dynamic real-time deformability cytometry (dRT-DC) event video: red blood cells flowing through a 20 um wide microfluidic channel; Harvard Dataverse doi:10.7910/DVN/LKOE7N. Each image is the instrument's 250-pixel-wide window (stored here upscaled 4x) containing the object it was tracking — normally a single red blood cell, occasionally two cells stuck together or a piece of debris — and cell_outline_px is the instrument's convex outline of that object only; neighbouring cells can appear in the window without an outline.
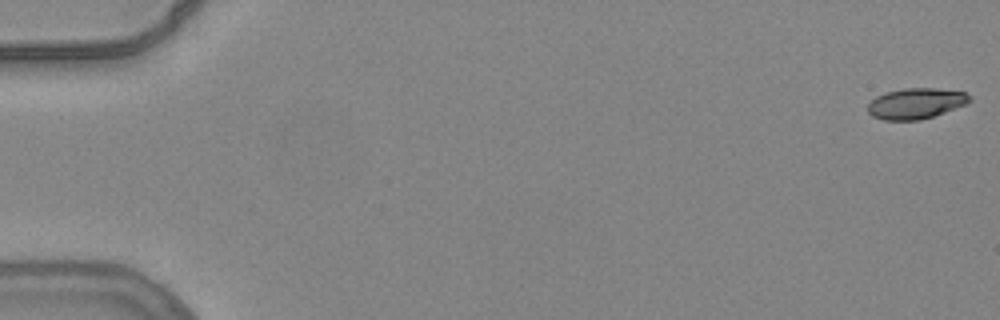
{"species": "common noctule bat (a hibernating species)", "species_latin": "Nyctalus noctula", "temperature_condition": "warm", "stored_images_in_passage": 45, "camera_frame_rate_fps": 3000, "um_per_image_px": 0.085, "animal": {"sex": "female", "body_mass_g": 24.6, "forearm_length_mm": 56.2}, "frame": {"image": 1, "passage_image": 1, "time_ms": 0.0, "image_size_px": [1000, 320], "cell_outline_px": [[972, 100], [964, 104], [944, 112], [920, 120], [884, 120], [872, 116], [868, 112], [868, 104], [876, 96], [884, 92], [904, 88], [936, 88], [964, 92]], "centroid_in_image_um": [77.79, 8.79], "position_along_channel_um": 7.2, "area_um2": 18.03}}
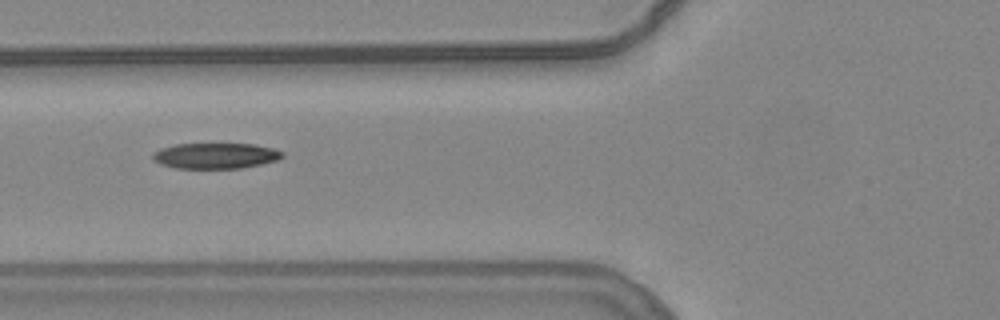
{"frame": {"image": 2, "passage_image": 22, "time_ms": 7.0, "image_size_px": [1000, 320], "cell_outline_px": [[284, 156], [276, 160], [244, 168], [176, 168], [160, 164], [152, 160], [152, 152], [160, 148], [176, 144], [252, 144], [272, 148], [284, 152]], "centroid_in_image_um": [18.28, 13.24], "position_along_channel_um": 107.5, "area_um2": 19.42}}
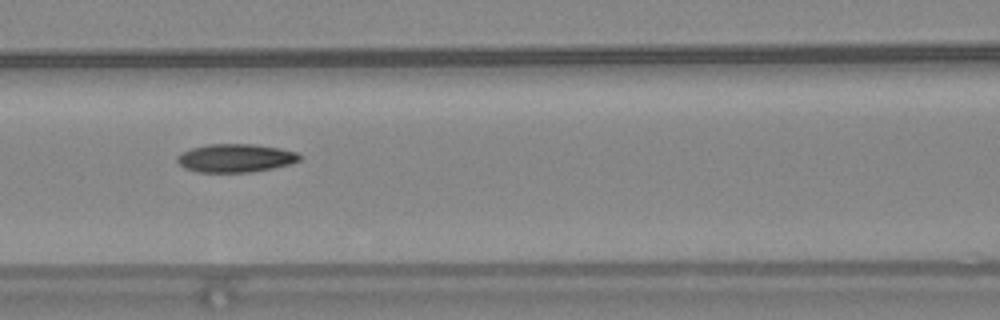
{"frame": {"image": 3, "passage_image": 25, "time_ms": 8.0, "image_size_px": [1000, 320], "cell_outline_px": [[300, 160], [292, 164], [252, 172], [196, 172], [184, 168], [176, 160], [176, 156], [192, 148], [208, 144], [252, 144], [280, 148], [296, 152], [300, 156]], "centroid_in_image_um": [20.02, 13.44], "position_along_channel_um": 146.6, "area_um2": 20.17}, "authors_computed_cell_mechanics": {"area_um2": 19.5942, "velocity_mm_per_s": 3.8525, "shape_relaxation_time_tau1_ms": 11.159, "shape_relaxation_time_tau2_ms": 6.8067, "deformation_change_tau1": 0.2529, "deformation_change_tau2": 0.1582}}